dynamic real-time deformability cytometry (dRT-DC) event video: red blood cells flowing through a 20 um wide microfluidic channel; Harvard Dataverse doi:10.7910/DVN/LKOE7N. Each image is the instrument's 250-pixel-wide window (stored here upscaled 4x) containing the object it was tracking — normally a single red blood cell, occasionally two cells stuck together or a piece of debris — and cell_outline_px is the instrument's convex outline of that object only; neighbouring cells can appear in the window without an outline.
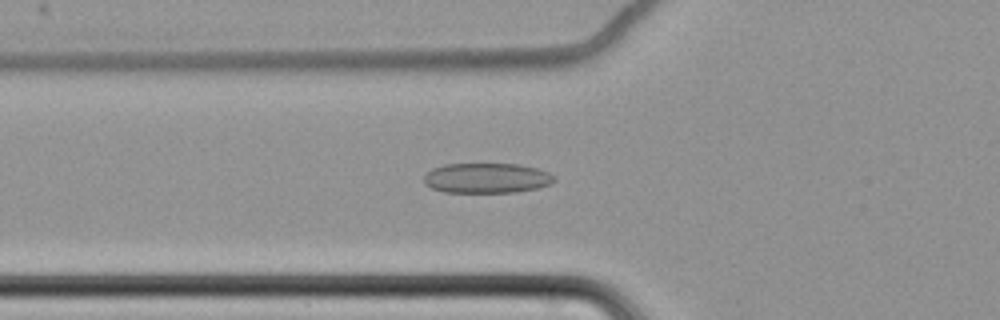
{"species": "common noctule bat (a hibernating species)", "species_latin": "Nyctalus noctula", "temperature_condition": "cold", "stored_images_in_passage": 64, "camera_frame_rate_fps": 3000, "um_per_image_px": 0.085, "animal": {"sex": "female", "body_mass_g": 22.7, "forearm_length_mm": 54.2}, "frame": {"image": 1, "passage_image": 26, "time_ms": 8.333, "image_size_px": [1000, 320], "cell_outline_px": [[556, 180], [552, 184], [540, 188], [516, 192], [444, 192], [432, 188], [424, 184], [424, 176], [432, 168], [444, 164], [520, 164], [536, 168], [548, 172], [556, 176]], "centroid_in_image_um": [41.41, 15.14], "position_along_channel_um": 84.4, "area_um2": 23.06}}
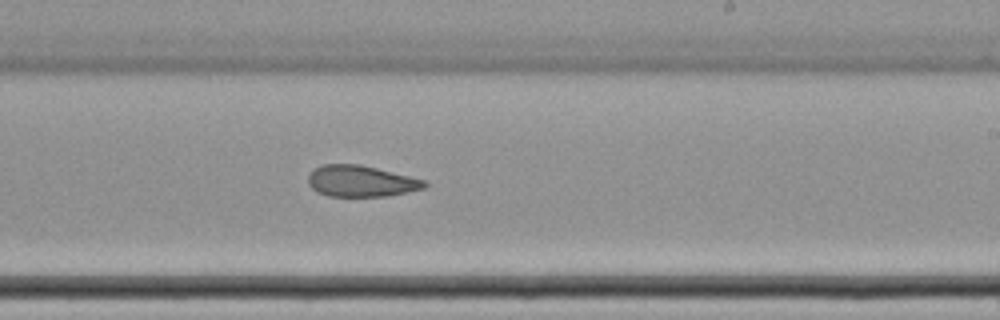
{"frame": {"image": 2, "passage_image": 41, "time_ms": 13.333, "image_size_px": [1000, 320], "cell_outline_px": [[428, 184], [424, 188], [408, 192], [388, 196], [328, 196], [316, 192], [308, 184], [308, 176], [312, 168], [320, 164], [360, 164], [424, 180]], "centroid_in_image_um": [30.62, 15.39], "position_along_channel_um": 258.4, "area_um2": 21.27}}
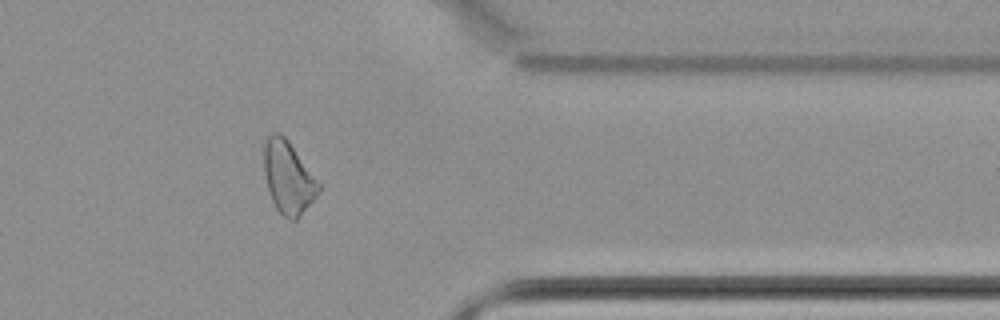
{"frame": {"image": 3, "passage_image": 53, "time_ms": 17.333, "image_size_px": [1000, 320], "cell_outline_px": [[320, 192], [300, 216], [296, 220], [288, 220], [276, 208], [272, 200], [268, 188], [264, 172], [264, 144], [268, 136], [272, 132], [280, 132], [288, 140], [320, 184]], "centroid_in_image_um": [24.49, 15.08], "position_along_channel_um": 386.9, "area_um2": 22.89}, "authors_computed_cell_mechanics": {"area_um2": 24.9118, "velocity_mm_per_s": 3.4863, "shape_relaxation_time_tau1_ms": null, "shape_relaxation_time_tau2_ms": 3.2231, "deformation_change_tau1": null, "deformation_change_tau2": 0.1045}}